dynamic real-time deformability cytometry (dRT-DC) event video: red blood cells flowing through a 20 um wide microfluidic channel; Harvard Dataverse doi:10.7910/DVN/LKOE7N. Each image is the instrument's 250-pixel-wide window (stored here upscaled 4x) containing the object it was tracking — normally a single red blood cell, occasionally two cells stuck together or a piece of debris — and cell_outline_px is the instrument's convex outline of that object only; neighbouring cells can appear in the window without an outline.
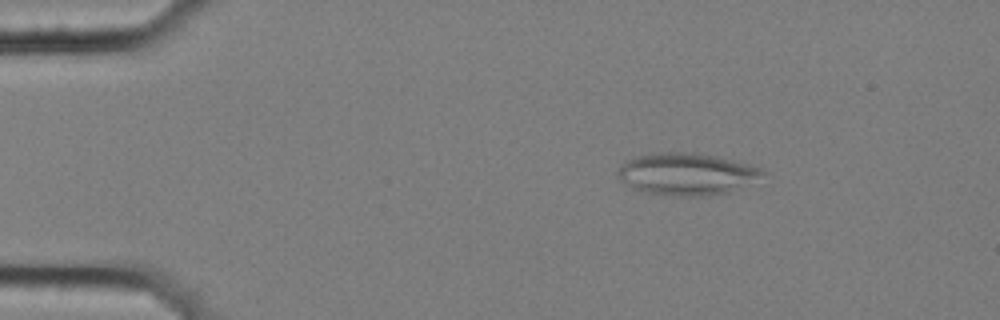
{"species": "common noctule bat (a hibernating species)", "species_latin": "Nyctalus noctula", "temperature_condition": "cold", "stored_images_in_passage": 10, "camera_frame_rate_fps": 3000, "um_per_image_px": 0.085, "animal": {"sex": "female", "body_mass_g": 25.1}, "frame": {"image": 1, "passage_image": 2, "time_ms": 0.333, "image_size_px": [1000, 320], "cell_outline_px": [[764, 172], [728, 192], [700, 196], [676, 196], [648, 192], [632, 188], [620, 180], [616, 176], [616, 172], [620, 164], [636, 156], [656, 152], [684, 152], [716, 156], [760, 168]], "centroid_in_image_um": [58.2, 14.77], "position_along_channel_um": 26.8, "area_um2": 34.51}}
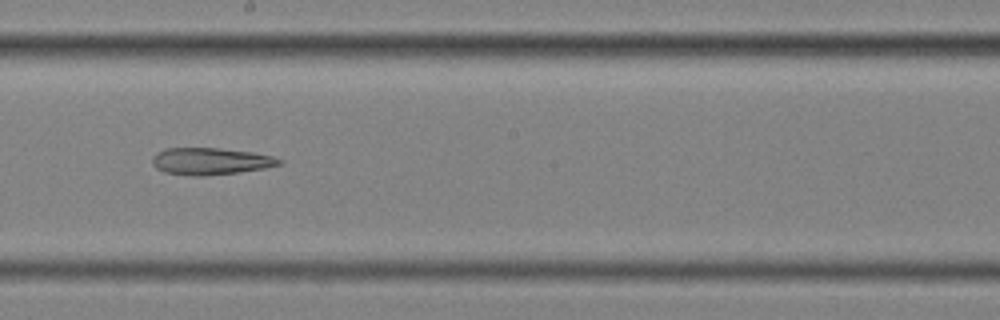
{"frame": {"image": 2, "passage_image": 9, "time_ms": 2.667, "image_size_px": [1000, 320], "cell_outline_px": [[284, 164], [264, 168], [240, 172], [204, 176], [192, 176], [164, 172], [156, 168], [152, 164], [152, 156], [164, 148], [220, 148], [252, 152], [272, 156], [284, 160]], "centroid_in_image_um": [17.91, 13.71], "position_along_channel_um": 230.3, "area_um2": 20.11}}
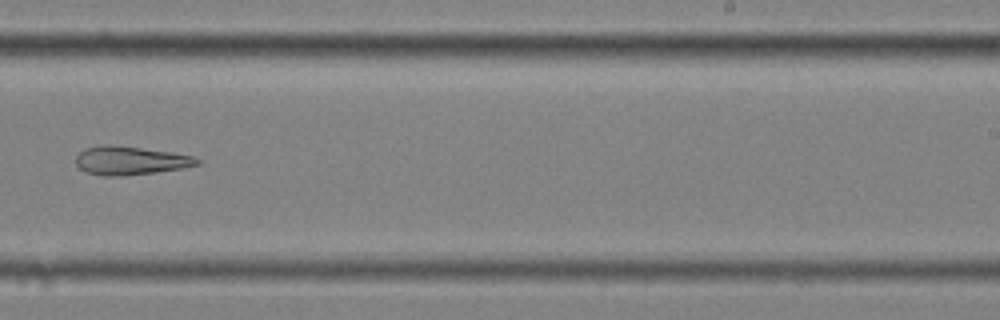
{"frame": {"image": 3, "passage_image": 10, "time_ms": 3.0, "image_size_px": [1000, 320], "cell_outline_px": [[204, 160], [200, 164], [180, 168], [156, 172], [120, 176], [104, 176], [84, 172], [76, 164], [76, 156], [84, 148], [104, 144], [108, 144], [172, 152], [192, 156]], "centroid_in_image_um": [11.06, 13.65], "position_along_channel_um": 277.9, "area_um2": 20.17}}